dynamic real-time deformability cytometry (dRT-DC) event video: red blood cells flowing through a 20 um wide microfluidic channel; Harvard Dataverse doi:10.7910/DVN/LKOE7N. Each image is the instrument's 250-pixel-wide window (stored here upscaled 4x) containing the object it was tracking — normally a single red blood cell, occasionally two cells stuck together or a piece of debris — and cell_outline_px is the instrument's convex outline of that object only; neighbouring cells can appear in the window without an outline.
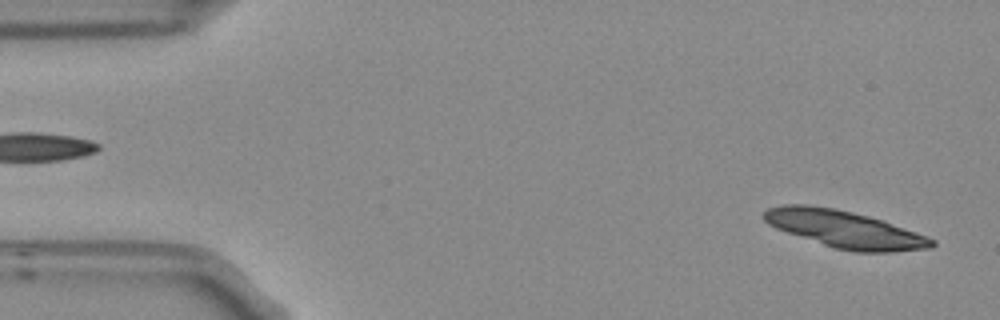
{"species": "Egyptian fruit bat (a non-hibernating species)", "species_latin": "Rousettus aegyptiacus", "temperature_condition": "room temperature", "stored_images_in_passage": 2, "camera_frame_rate_fps": 3000, "um_per_image_px": 0.085, "frame": {"image": 1, "passage_image": 2, "time_ms": 0.333, "image_size_px": [1000, 320], "cell_outline_px": [[936, 244], [932, 248], [892, 252], [856, 252], [836, 248], [776, 228], [768, 224], [760, 216], [768, 208], [780, 204], [808, 204], [832, 208], [852, 212], [884, 220], [928, 236], [936, 240]], "centroid_in_image_um": [71.83, 19.47], "position_along_channel_um": 13.2, "area_um2": 36.36}}